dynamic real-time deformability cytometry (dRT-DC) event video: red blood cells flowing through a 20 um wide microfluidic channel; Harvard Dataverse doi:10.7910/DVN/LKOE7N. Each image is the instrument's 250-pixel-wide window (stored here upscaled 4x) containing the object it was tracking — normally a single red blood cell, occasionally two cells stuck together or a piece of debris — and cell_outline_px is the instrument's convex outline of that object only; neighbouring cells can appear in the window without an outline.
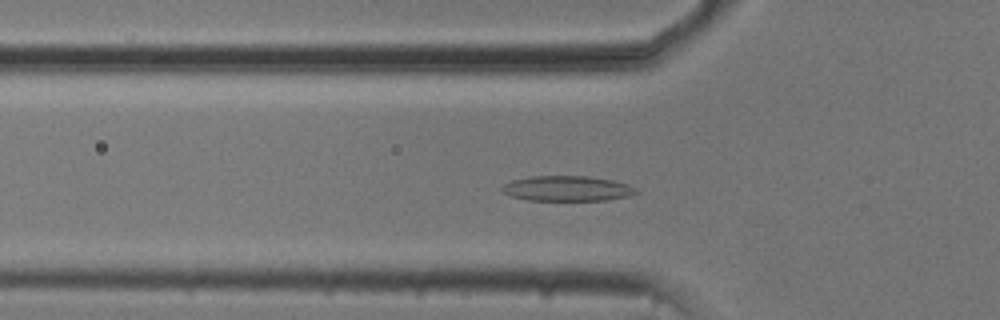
{"species": "common noctule bat (a hibernating species)", "species_latin": "Nyctalus noctula", "temperature_condition": "cold", "stored_images_in_passage": 37, "camera_frame_rate_fps": 3000, "um_per_image_px": 0.085, "animal": {"sex": "male", "body_mass_g": 20.5, "forearm_length_mm": 52.5}, "frame": {"image": 1, "passage_image": 12, "time_ms": 3.667, "image_size_px": [1000, 320], "cell_outline_px": [[640, 192], [628, 196], [608, 200], [528, 200], [512, 196], [504, 192], [500, 188], [504, 184], [512, 180], [532, 176], [588, 176], [612, 180], [628, 184], [636, 188]], "centroid_in_image_um": [48.24, 16.02], "position_along_channel_um": 77.6, "area_um2": 19.65}}
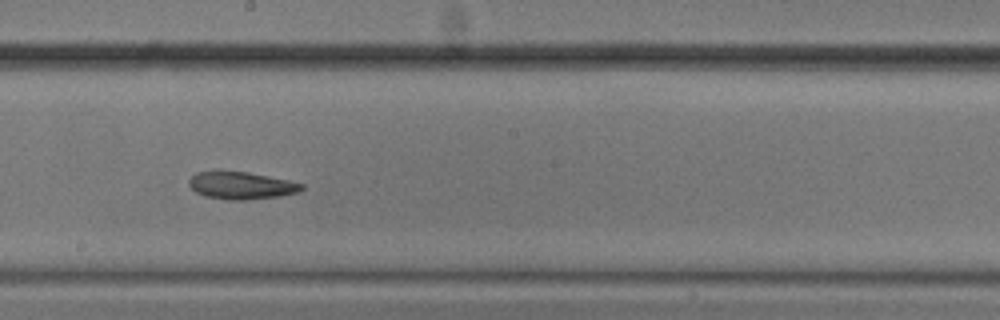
{"frame": {"image": 2, "passage_image": 24, "time_ms": 7.667, "image_size_px": [1000, 320], "cell_outline_px": [[304, 188], [300, 192], [280, 196], [244, 200], [228, 200], [204, 196], [196, 192], [188, 184], [188, 180], [196, 172], [248, 172], [288, 180], [304, 184]], "centroid_in_image_um": [20.53, 15.78], "position_along_channel_um": 227.7, "area_um2": 17.86}}
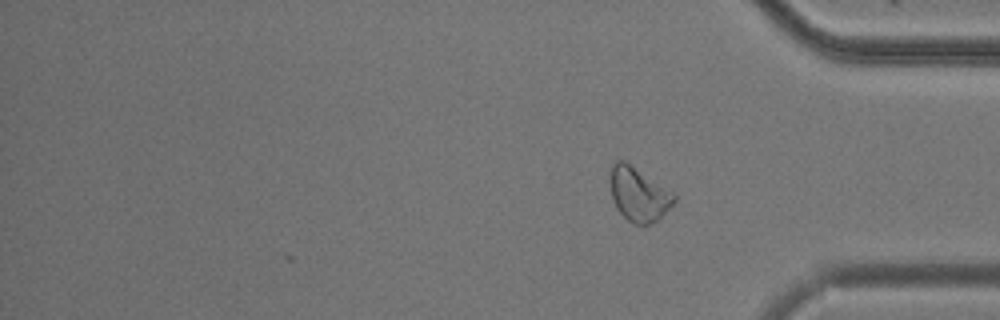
{"frame": {"image": 3, "passage_image": 37, "time_ms": 12.0, "image_size_px": [1000, 320], "cell_outline_px": [[676, 200], [652, 224], [636, 224], [628, 220], [616, 208], [612, 200], [608, 180], [608, 172], [612, 160], [624, 160], [672, 192], [676, 196]], "centroid_in_image_um": [54.19, 16.47], "position_along_channel_um": 381.0, "area_um2": 20.11}, "authors_computed_cell_mechanics": {"area_um2": 18.6694, "velocity_mm_per_s": 3.7305, "shape_relaxation_time_tau1_ms": 5.3939, "shape_relaxation_time_tau2_ms": 3.7937, "deformation_change_tau1": 0.1287, "deformation_change_tau2": 0.1036}}